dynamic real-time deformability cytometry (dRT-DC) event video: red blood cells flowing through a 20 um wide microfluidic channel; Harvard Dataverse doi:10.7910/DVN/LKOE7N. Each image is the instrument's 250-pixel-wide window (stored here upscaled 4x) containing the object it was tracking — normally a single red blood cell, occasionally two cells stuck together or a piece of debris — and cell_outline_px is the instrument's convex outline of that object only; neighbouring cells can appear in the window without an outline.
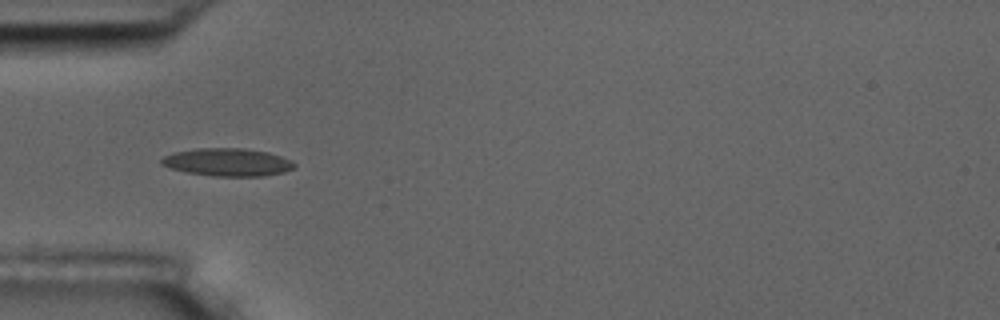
{"species": "common noctule bat (a hibernating species)", "species_latin": "Nyctalus noctula", "temperature_condition": "room temperature", "stored_images_in_passage": 5, "camera_frame_rate_fps": 3000, "um_per_image_px": 0.085, "animal": {"sex": "male", "body_mass_g": 17.5, "forearm_length_mm": 52.3}, "frame": {"image": 1, "passage_image": 2, "time_ms": 1.333, "image_size_px": [1000, 320], "cell_outline_px": [[296, 164], [292, 168], [284, 172], [264, 176], [212, 176], [184, 172], [160, 164], [160, 160], [164, 156], [172, 152], [196, 148], [244, 148], [268, 152], [292, 160]], "centroid_in_image_um": [19.32, 13.78], "position_along_channel_um": 65.7, "area_um2": 21.68}}
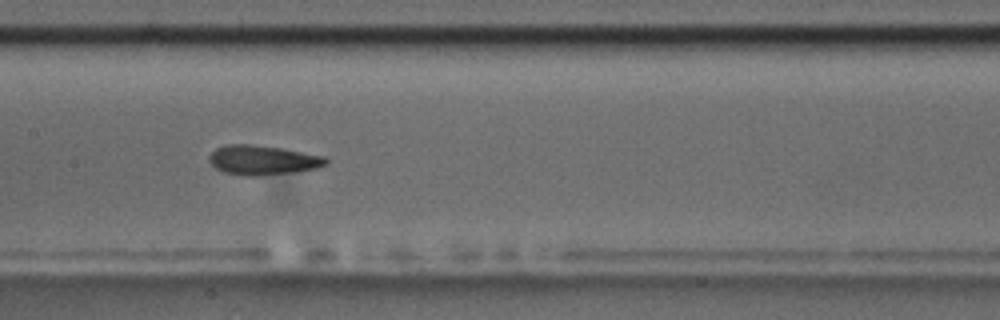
{"frame": {"image": 2, "passage_image": 5, "time_ms": 4.667, "image_size_px": [1000, 320], "cell_outline_px": [[328, 164], [316, 168], [292, 172], [256, 176], [248, 176], [224, 172], [216, 168], [208, 160], [208, 156], [216, 148], [228, 144], [248, 144], [280, 148], [324, 156], [328, 160]], "centroid_in_image_um": [22.31, 13.6], "position_along_channel_um": 185.1, "area_um2": 19.88}}